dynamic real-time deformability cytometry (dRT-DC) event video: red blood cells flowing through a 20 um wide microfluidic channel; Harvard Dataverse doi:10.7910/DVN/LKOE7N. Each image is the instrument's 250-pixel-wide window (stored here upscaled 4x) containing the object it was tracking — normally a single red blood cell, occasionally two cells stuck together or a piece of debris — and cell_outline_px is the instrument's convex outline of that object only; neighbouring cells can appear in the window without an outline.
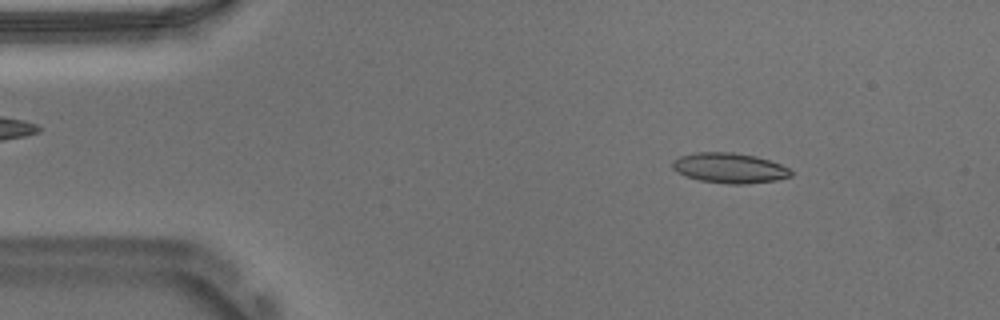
{"species": "Egyptian fruit bat (a non-hibernating species)", "species_latin": "Rousettus aegyptiacus", "temperature_condition": "warm", "stored_images_in_passage": 52, "camera_frame_rate_fps": 3000, "um_per_image_px": 0.085, "animal": {"sex": "male"}, "frame": {"image": 1, "passage_image": 6, "time_ms": 1.667, "image_size_px": [1000, 320], "cell_outline_px": [[792, 176], [776, 180], [748, 184], [724, 184], [700, 180], [684, 176], [676, 172], [672, 168], [672, 160], [680, 156], [696, 152], [732, 152], [756, 156], [780, 164], [788, 168], [792, 172]], "centroid_in_image_um": [61.97, 14.28], "position_along_channel_um": 23.0, "area_um2": 20.98}}
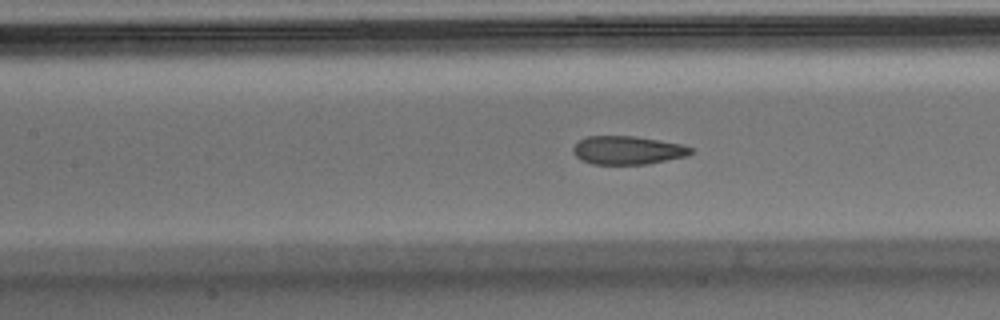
{"frame": {"image": 2, "passage_image": 22, "time_ms": 7.0, "image_size_px": [1000, 320], "cell_outline_px": [[692, 152], [688, 156], [648, 164], [592, 164], [580, 160], [572, 152], [572, 148], [580, 140], [588, 136], [636, 136], [684, 144], [692, 148]], "centroid_in_image_um": [53.36, 12.77], "position_along_channel_um": 154.0, "area_um2": 19.65}}
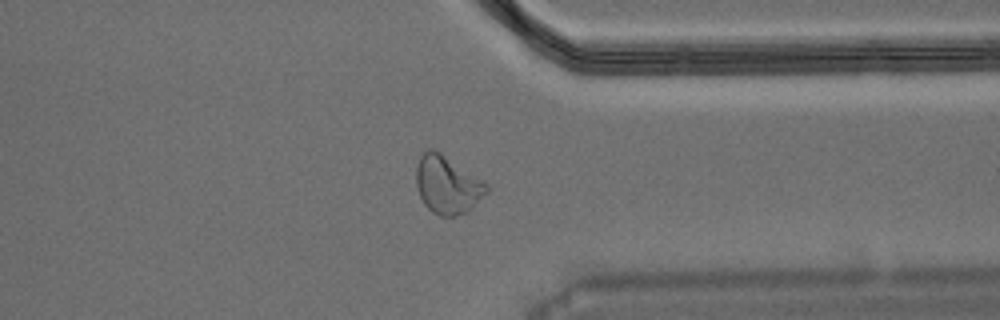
{"frame": {"image": 3, "passage_image": 40, "time_ms": 13.0, "image_size_px": [1000, 320], "cell_outline_px": [[488, 192], [472, 208], [456, 216], [440, 216], [432, 212], [424, 204], [416, 188], [416, 168], [420, 156], [428, 148], [432, 148], [440, 152], [484, 180], [488, 184]], "centroid_in_image_um": [38.02, 15.7], "position_along_channel_um": 373.4, "area_um2": 23.87}, "authors_computed_cell_mechanics": {"area_um2": 20.7502, "velocity_mm_per_s": 3.7201, "shape_relaxation_time_tau1_ms": 7.2315, "shape_relaxation_time_tau2_ms": 1.0713, "deformation_change_tau1": 0.2365, "deformation_change_tau2": 0.0893}}